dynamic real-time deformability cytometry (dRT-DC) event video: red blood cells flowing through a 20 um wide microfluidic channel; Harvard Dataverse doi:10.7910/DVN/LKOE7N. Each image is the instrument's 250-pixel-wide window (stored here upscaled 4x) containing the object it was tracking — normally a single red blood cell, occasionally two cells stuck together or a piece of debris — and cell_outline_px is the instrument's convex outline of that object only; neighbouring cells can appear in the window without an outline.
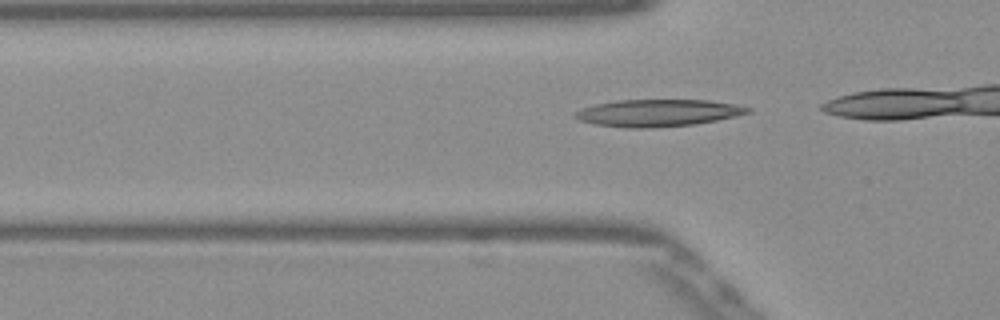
{"species": "Egyptian fruit bat (a non-hibernating species)", "species_latin": "Rousettus aegyptiacus", "temperature_condition": "warm", "stored_images_in_passage": 21, "camera_frame_rate_fps": 3000, "um_per_image_px": 0.085, "frame": {"image": 1, "passage_image": 12, "time_ms": 3.667, "image_size_px": [1000, 320], "cell_outline_px": [[752, 112], [716, 120], [692, 124], [648, 128], [628, 128], [596, 124], [580, 120], [572, 116], [572, 112], [580, 108], [596, 104], [616, 100], [712, 100], [752, 108]], "centroid_in_image_um": [55.87, 9.59], "position_along_channel_um": 69.9, "area_um2": 27.17}}